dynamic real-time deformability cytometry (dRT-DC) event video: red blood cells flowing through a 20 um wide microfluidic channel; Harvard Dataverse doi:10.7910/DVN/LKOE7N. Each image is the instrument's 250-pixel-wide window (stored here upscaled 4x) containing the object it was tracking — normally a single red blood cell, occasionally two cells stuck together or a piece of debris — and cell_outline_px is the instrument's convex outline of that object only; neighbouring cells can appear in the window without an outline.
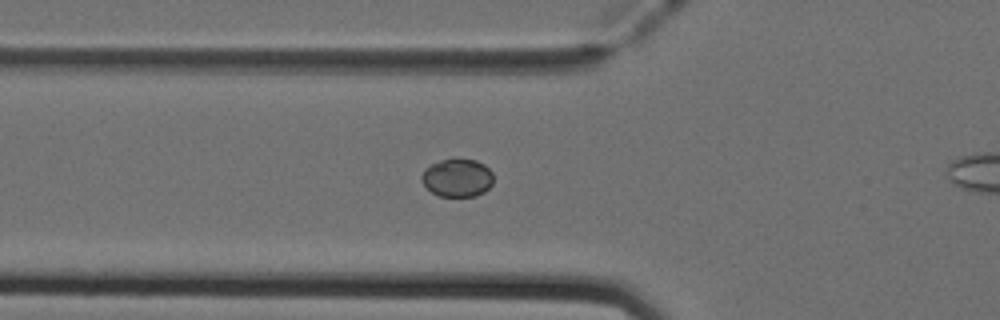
{"species": "Egyptian fruit bat (a non-hibernating species)", "species_latin": "Rousettus aegyptiacus", "temperature_condition": "cold", "stored_images_in_passage": 30, "camera_frame_rate_fps": 3000, "um_per_image_px": 0.085, "animal": {"sex": "female"}, "frame": {"image": 1, "passage_image": 3, "time_ms": 0.667, "image_size_px": [1000, 320], "cell_outline_px": [[492, 184], [484, 192], [476, 196], [440, 196], [432, 192], [420, 180], [420, 176], [424, 168], [440, 160], [452, 156], [476, 160], [484, 164], [492, 172]], "centroid_in_image_um": [38.85, 15.07], "position_along_channel_um": 86.9, "area_um2": 16.3}}
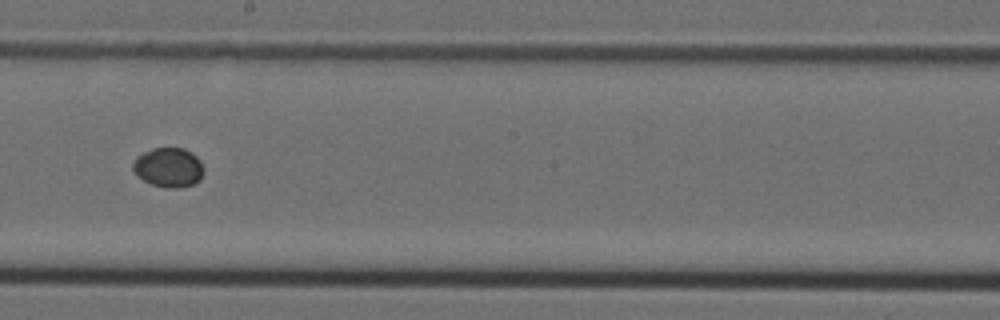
{"frame": {"image": 2, "passage_image": 14, "time_ms": 4.333, "image_size_px": [1000, 320], "cell_outline_px": [[204, 172], [200, 180], [192, 184], [180, 188], [168, 188], [152, 184], [144, 180], [132, 168], [132, 164], [136, 156], [152, 148], [184, 148], [192, 152], [200, 160], [204, 168]], "centroid_in_image_um": [14.36, 14.22], "position_along_channel_um": 233.8, "area_um2": 16.3}}
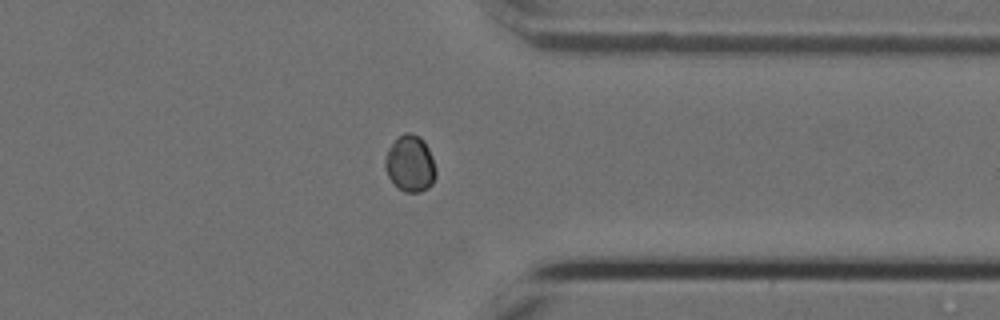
{"frame": {"image": 3, "passage_image": 25, "time_ms": 8.0, "image_size_px": [1000, 320], "cell_outline_px": [[436, 176], [432, 184], [428, 188], [420, 192], [404, 192], [388, 176], [384, 164], [384, 160], [388, 148], [396, 136], [404, 132], [408, 132], [420, 136], [424, 140], [432, 156], [436, 168]], "centroid_in_image_um": [34.87, 13.87], "position_along_channel_um": 376.5, "area_um2": 16.88}}